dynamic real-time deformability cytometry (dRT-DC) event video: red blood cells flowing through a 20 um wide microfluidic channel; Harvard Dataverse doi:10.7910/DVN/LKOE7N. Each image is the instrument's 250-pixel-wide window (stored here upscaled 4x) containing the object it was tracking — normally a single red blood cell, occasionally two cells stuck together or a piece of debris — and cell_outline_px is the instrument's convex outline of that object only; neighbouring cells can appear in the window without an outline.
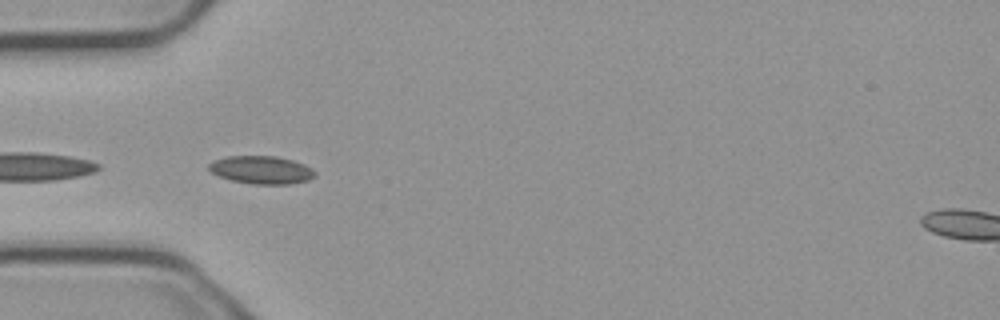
{"species": "common noctule bat (a hibernating species)", "species_latin": "Nyctalus noctula", "temperature_condition": "cold", "stored_images_in_passage": 6, "camera_frame_rate_fps": 3000, "um_per_image_px": 0.085, "animal": {"sex": "male", "body_mass_g": 23.1, "forearm_length_mm": 52.7}, "frame": {"image": 1, "passage_image": 1, "time_ms": 0.0, "image_size_px": [1000, 320], "cell_outline_px": [[316, 176], [308, 180], [288, 184], [252, 184], [232, 180], [220, 176], [212, 172], [208, 168], [208, 164], [216, 160], [228, 156], [276, 156], [292, 160], [304, 164], [316, 172]], "centroid_in_image_um": [22.24, 14.44], "position_along_channel_um": 62.8, "area_um2": 17.11}}